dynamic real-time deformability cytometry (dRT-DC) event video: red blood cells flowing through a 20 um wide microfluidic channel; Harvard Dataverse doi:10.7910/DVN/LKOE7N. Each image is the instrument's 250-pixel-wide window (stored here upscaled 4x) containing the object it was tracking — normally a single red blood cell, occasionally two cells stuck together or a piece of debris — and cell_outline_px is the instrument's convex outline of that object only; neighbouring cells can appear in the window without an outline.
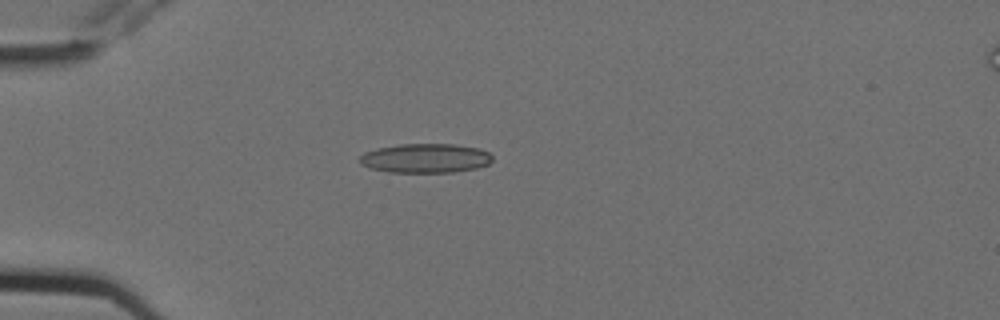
{"species": "Egyptian fruit bat (a non-hibernating species)", "species_latin": "Rousettus aegyptiacus", "temperature_condition": "cold", "stored_images_in_passage": 6, "camera_frame_rate_fps": 3000, "um_per_image_px": 0.085, "animal": {"sex": "female"}, "frame": {"image": 1, "passage_image": 5, "time_ms": 1.333, "image_size_px": [1000, 320], "cell_outline_px": [[492, 160], [488, 164], [476, 168], [452, 172], [388, 172], [372, 168], [360, 164], [360, 156], [364, 152], [376, 148], [400, 144], [456, 144], [480, 148], [488, 152], [492, 156]], "centroid_in_image_um": [36.17, 13.44], "position_along_channel_um": 48.8, "area_um2": 22.66}}